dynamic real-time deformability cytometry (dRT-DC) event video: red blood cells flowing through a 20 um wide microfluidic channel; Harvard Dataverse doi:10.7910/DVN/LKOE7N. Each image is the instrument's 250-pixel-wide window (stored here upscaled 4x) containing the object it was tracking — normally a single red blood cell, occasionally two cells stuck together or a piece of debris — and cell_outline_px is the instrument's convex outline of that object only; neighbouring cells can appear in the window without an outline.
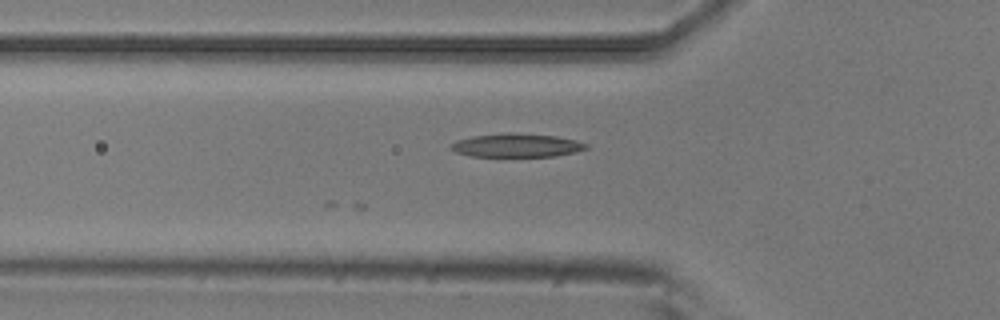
{"species": "common noctule bat (a hibernating species)", "species_latin": "Nyctalus noctula", "temperature_condition": "room temperature", "stored_images_in_passage": 2, "camera_frame_rate_fps": 3000, "um_per_image_px": 0.085, "animal": {"sex": "male", "body_mass_g": 20.5, "forearm_length_mm": 52.5}, "frame": {"image": 1, "passage_image": 2, "time_ms": 0.333, "image_size_px": [1000, 320], "cell_outline_px": [[588, 148], [556, 156], [472, 156], [456, 152], [452, 148], [452, 144], [456, 140], [472, 136], [508, 132], [516, 132], [556, 136], [576, 140], [588, 144]], "centroid_in_image_um": [43.93, 12.34], "position_along_channel_um": 81.9, "area_um2": 18.44}}